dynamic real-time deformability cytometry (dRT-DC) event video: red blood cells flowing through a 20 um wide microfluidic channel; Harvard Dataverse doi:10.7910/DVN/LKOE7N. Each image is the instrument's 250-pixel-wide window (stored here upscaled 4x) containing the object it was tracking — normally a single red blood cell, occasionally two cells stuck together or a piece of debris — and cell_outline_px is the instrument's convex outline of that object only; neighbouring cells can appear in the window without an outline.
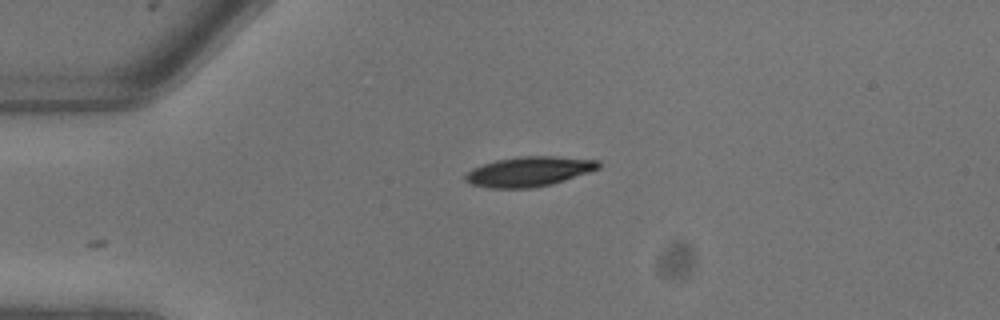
{"species": "common noctule bat (a hibernating species)", "species_latin": "Nyctalus noctula", "temperature_condition": "warm", "stored_images_in_passage": 4, "camera_frame_rate_fps": 3000, "um_per_image_px": 0.085, "animal": {"sex": "male", "body_mass_g": 13.3}, "frame": {"image": 1, "passage_image": 1, "time_ms": 0.0, "image_size_px": [1000, 320], "cell_outline_px": [[600, 168], [552, 184], [532, 188], [488, 188], [472, 184], [464, 180], [464, 176], [472, 168], [496, 160], [520, 156], [552, 156], [600, 160]], "centroid_in_image_um": [44.96, 14.58], "position_along_channel_um": 40.0, "area_um2": 23.06}}
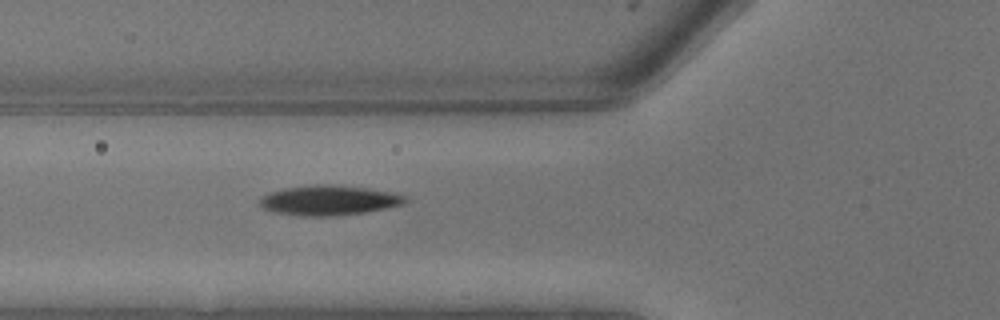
{"frame": {"image": 2, "passage_image": 4, "time_ms": 1.0, "image_size_px": [1000, 320], "cell_outline_px": [[404, 204], [388, 208], [364, 212], [336, 216], [304, 216], [272, 212], [264, 208], [260, 204], [260, 196], [268, 192], [284, 188], [316, 184], [328, 184], [368, 188], [392, 192], [404, 196]], "centroid_in_image_um": [27.91, 17.02], "position_along_channel_um": 97.9, "area_um2": 25.37}}